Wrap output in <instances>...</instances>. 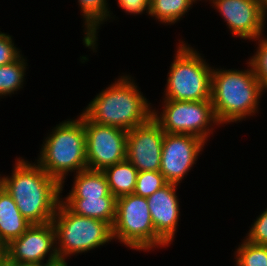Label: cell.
Masks as SVG:
<instances>
[{"label":"cell","mask_w":267,"mask_h":266,"mask_svg":"<svg viewBox=\"0 0 267 266\" xmlns=\"http://www.w3.org/2000/svg\"><path fill=\"white\" fill-rule=\"evenodd\" d=\"M107 178L110 193L116 198L133 194L136 188L138 171L129 161L109 166L103 170Z\"/></svg>","instance_id":"cell-19"},{"label":"cell","mask_w":267,"mask_h":266,"mask_svg":"<svg viewBox=\"0 0 267 266\" xmlns=\"http://www.w3.org/2000/svg\"><path fill=\"white\" fill-rule=\"evenodd\" d=\"M263 3H264V5H265V7L267 9V0H263Z\"/></svg>","instance_id":"cell-32"},{"label":"cell","mask_w":267,"mask_h":266,"mask_svg":"<svg viewBox=\"0 0 267 266\" xmlns=\"http://www.w3.org/2000/svg\"><path fill=\"white\" fill-rule=\"evenodd\" d=\"M52 223L56 231V250L59 259L88 252L113 239L112 227L101 220L83 217L59 203ZM70 255V256H69Z\"/></svg>","instance_id":"cell-6"},{"label":"cell","mask_w":267,"mask_h":266,"mask_svg":"<svg viewBox=\"0 0 267 266\" xmlns=\"http://www.w3.org/2000/svg\"><path fill=\"white\" fill-rule=\"evenodd\" d=\"M56 231L51 222L32 224L20 237L4 247V255L18 265L58 260ZM51 250V251H50Z\"/></svg>","instance_id":"cell-10"},{"label":"cell","mask_w":267,"mask_h":266,"mask_svg":"<svg viewBox=\"0 0 267 266\" xmlns=\"http://www.w3.org/2000/svg\"><path fill=\"white\" fill-rule=\"evenodd\" d=\"M194 0H151L149 15L161 23L175 24L190 10Z\"/></svg>","instance_id":"cell-20"},{"label":"cell","mask_w":267,"mask_h":266,"mask_svg":"<svg viewBox=\"0 0 267 266\" xmlns=\"http://www.w3.org/2000/svg\"><path fill=\"white\" fill-rule=\"evenodd\" d=\"M163 104V112L160 114L153 110L152 117L165 133L193 135L206 142L210 133H213V130H210L211 125H219L211 100L164 99Z\"/></svg>","instance_id":"cell-8"},{"label":"cell","mask_w":267,"mask_h":266,"mask_svg":"<svg viewBox=\"0 0 267 266\" xmlns=\"http://www.w3.org/2000/svg\"><path fill=\"white\" fill-rule=\"evenodd\" d=\"M0 266H19L17 263L9 260L5 255L0 258Z\"/></svg>","instance_id":"cell-28"},{"label":"cell","mask_w":267,"mask_h":266,"mask_svg":"<svg viewBox=\"0 0 267 266\" xmlns=\"http://www.w3.org/2000/svg\"><path fill=\"white\" fill-rule=\"evenodd\" d=\"M4 255V248L0 245V258Z\"/></svg>","instance_id":"cell-31"},{"label":"cell","mask_w":267,"mask_h":266,"mask_svg":"<svg viewBox=\"0 0 267 266\" xmlns=\"http://www.w3.org/2000/svg\"><path fill=\"white\" fill-rule=\"evenodd\" d=\"M178 184L167 183L147 197L148 208L156 234L167 244L174 239L179 221V200L176 195Z\"/></svg>","instance_id":"cell-14"},{"label":"cell","mask_w":267,"mask_h":266,"mask_svg":"<svg viewBox=\"0 0 267 266\" xmlns=\"http://www.w3.org/2000/svg\"><path fill=\"white\" fill-rule=\"evenodd\" d=\"M12 36L0 32V66L15 62L22 54L11 39Z\"/></svg>","instance_id":"cell-26"},{"label":"cell","mask_w":267,"mask_h":266,"mask_svg":"<svg viewBox=\"0 0 267 266\" xmlns=\"http://www.w3.org/2000/svg\"><path fill=\"white\" fill-rule=\"evenodd\" d=\"M106 2V0H78L86 27L83 43L92 50L97 49L95 48L97 47L96 41L98 38L97 29H99L100 24L107 21L108 17H111V13L108 11V3Z\"/></svg>","instance_id":"cell-18"},{"label":"cell","mask_w":267,"mask_h":266,"mask_svg":"<svg viewBox=\"0 0 267 266\" xmlns=\"http://www.w3.org/2000/svg\"><path fill=\"white\" fill-rule=\"evenodd\" d=\"M31 225L21 215L10 194L0 185V245L4 248Z\"/></svg>","instance_id":"cell-15"},{"label":"cell","mask_w":267,"mask_h":266,"mask_svg":"<svg viewBox=\"0 0 267 266\" xmlns=\"http://www.w3.org/2000/svg\"><path fill=\"white\" fill-rule=\"evenodd\" d=\"M167 183L160 171L138 172L134 194L147 198Z\"/></svg>","instance_id":"cell-23"},{"label":"cell","mask_w":267,"mask_h":266,"mask_svg":"<svg viewBox=\"0 0 267 266\" xmlns=\"http://www.w3.org/2000/svg\"><path fill=\"white\" fill-rule=\"evenodd\" d=\"M51 266H67L66 259H58L51 261Z\"/></svg>","instance_id":"cell-29"},{"label":"cell","mask_w":267,"mask_h":266,"mask_svg":"<svg viewBox=\"0 0 267 266\" xmlns=\"http://www.w3.org/2000/svg\"><path fill=\"white\" fill-rule=\"evenodd\" d=\"M12 175L0 177V185L13 198L21 215L31 224L51 222L63 191L56 179L38 164L19 158Z\"/></svg>","instance_id":"cell-1"},{"label":"cell","mask_w":267,"mask_h":266,"mask_svg":"<svg viewBox=\"0 0 267 266\" xmlns=\"http://www.w3.org/2000/svg\"><path fill=\"white\" fill-rule=\"evenodd\" d=\"M119 6L128 14H141L147 11L149 15V8L151 0H117Z\"/></svg>","instance_id":"cell-27"},{"label":"cell","mask_w":267,"mask_h":266,"mask_svg":"<svg viewBox=\"0 0 267 266\" xmlns=\"http://www.w3.org/2000/svg\"><path fill=\"white\" fill-rule=\"evenodd\" d=\"M112 235L133 250L168 246L155 232L147 198L134 193L116 198Z\"/></svg>","instance_id":"cell-7"},{"label":"cell","mask_w":267,"mask_h":266,"mask_svg":"<svg viewBox=\"0 0 267 266\" xmlns=\"http://www.w3.org/2000/svg\"><path fill=\"white\" fill-rule=\"evenodd\" d=\"M61 202L76 215L95 218L113 227L116 219V197L65 198Z\"/></svg>","instance_id":"cell-16"},{"label":"cell","mask_w":267,"mask_h":266,"mask_svg":"<svg viewBox=\"0 0 267 266\" xmlns=\"http://www.w3.org/2000/svg\"><path fill=\"white\" fill-rule=\"evenodd\" d=\"M43 143L37 164L61 185L69 172L87 169L86 133L81 117L58 124Z\"/></svg>","instance_id":"cell-4"},{"label":"cell","mask_w":267,"mask_h":266,"mask_svg":"<svg viewBox=\"0 0 267 266\" xmlns=\"http://www.w3.org/2000/svg\"><path fill=\"white\" fill-rule=\"evenodd\" d=\"M247 70L213 68L211 102L219 124L239 122L257 112L263 88L251 64Z\"/></svg>","instance_id":"cell-3"},{"label":"cell","mask_w":267,"mask_h":266,"mask_svg":"<svg viewBox=\"0 0 267 266\" xmlns=\"http://www.w3.org/2000/svg\"><path fill=\"white\" fill-rule=\"evenodd\" d=\"M205 141L188 134L165 133L160 172L168 183L178 184L197 161Z\"/></svg>","instance_id":"cell-11"},{"label":"cell","mask_w":267,"mask_h":266,"mask_svg":"<svg viewBox=\"0 0 267 266\" xmlns=\"http://www.w3.org/2000/svg\"><path fill=\"white\" fill-rule=\"evenodd\" d=\"M181 43L168 73L164 99L210 100L213 68L209 67L196 50L183 41Z\"/></svg>","instance_id":"cell-5"},{"label":"cell","mask_w":267,"mask_h":266,"mask_svg":"<svg viewBox=\"0 0 267 266\" xmlns=\"http://www.w3.org/2000/svg\"><path fill=\"white\" fill-rule=\"evenodd\" d=\"M128 76L102 90L83 110L93 122L129 131L146 123L153 115L150 103Z\"/></svg>","instance_id":"cell-2"},{"label":"cell","mask_w":267,"mask_h":266,"mask_svg":"<svg viewBox=\"0 0 267 266\" xmlns=\"http://www.w3.org/2000/svg\"><path fill=\"white\" fill-rule=\"evenodd\" d=\"M254 40H258L259 47H257L258 50L251 57L249 63L264 91V89L267 90V38L260 36Z\"/></svg>","instance_id":"cell-24"},{"label":"cell","mask_w":267,"mask_h":266,"mask_svg":"<svg viewBox=\"0 0 267 266\" xmlns=\"http://www.w3.org/2000/svg\"><path fill=\"white\" fill-rule=\"evenodd\" d=\"M251 227L246 240L253 244L267 246V208L257 217Z\"/></svg>","instance_id":"cell-25"},{"label":"cell","mask_w":267,"mask_h":266,"mask_svg":"<svg viewBox=\"0 0 267 266\" xmlns=\"http://www.w3.org/2000/svg\"><path fill=\"white\" fill-rule=\"evenodd\" d=\"M26 60L21 56L15 62L0 66V97L11 95L23 88Z\"/></svg>","instance_id":"cell-21"},{"label":"cell","mask_w":267,"mask_h":266,"mask_svg":"<svg viewBox=\"0 0 267 266\" xmlns=\"http://www.w3.org/2000/svg\"><path fill=\"white\" fill-rule=\"evenodd\" d=\"M19 266H51V261H46V263L42 262V263H31V264H23V265H19Z\"/></svg>","instance_id":"cell-30"},{"label":"cell","mask_w":267,"mask_h":266,"mask_svg":"<svg viewBox=\"0 0 267 266\" xmlns=\"http://www.w3.org/2000/svg\"><path fill=\"white\" fill-rule=\"evenodd\" d=\"M212 3L234 36L253 40L263 35L267 15L263 0H214Z\"/></svg>","instance_id":"cell-13"},{"label":"cell","mask_w":267,"mask_h":266,"mask_svg":"<svg viewBox=\"0 0 267 266\" xmlns=\"http://www.w3.org/2000/svg\"><path fill=\"white\" fill-rule=\"evenodd\" d=\"M164 134L160 124L153 117L129 130L126 160L131 162L138 172L159 171Z\"/></svg>","instance_id":"cell-12"},{"label":"cell","mask_w":267,"mask_h":266,"mask_svg":"<svg viewBox=\"0 0 267 266\" xmlns=\"http://www.w3.org/2000/svg\"><path fill=\"white\" fill-rule=\"evenodd\" d=\"M86 133L87 169L103 171L126 160L128 131L91 121L83 112Z\"/></svg>","instance_id":"cell-9"},{"label":"cell","mask_w":267,"mask_h":266,"mask_svg":"<svg viewBox=\"0 0 267 266\" xmlns=\"http://www.w3.org/2000/svg\"><path fill=\"white\" fill-rule=\"evenodd\" d=\"M236 266H267V246L244 239L236 251Z\"/></svg>","instance_id":"cell-22"},{"label":"cell","mask_w":267,"mask_h":266,"mask_svg":"<svg viewBox=\"0 0 267 266\" xmlns=\"http://www.w3.org/2000/svg\"><path fill=\"white\" fill-rule=\"evenodd\" d=\"M75 175L73 187L66 198L115 197L110 193L103 171L85 169Z\"/></svg>","instance_id":"cell-17"}]
</instances>
